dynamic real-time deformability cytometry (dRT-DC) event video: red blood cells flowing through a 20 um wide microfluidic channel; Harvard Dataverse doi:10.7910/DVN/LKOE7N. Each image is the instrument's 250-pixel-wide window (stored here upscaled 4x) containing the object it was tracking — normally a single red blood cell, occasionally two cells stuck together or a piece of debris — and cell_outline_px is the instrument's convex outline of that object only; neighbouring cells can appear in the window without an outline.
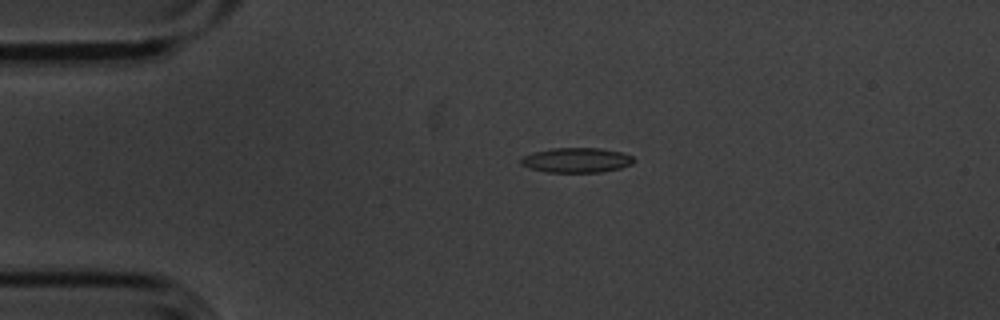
{"species": "common noctule bat (a hibernating species)", "species_latin": "Nyctalus noctula", "temperature_condition": "cold", "stored_images_in_passage": 5, "camera_frame_rate_fps": 3000, "um_per_image_px": 0.085, "animal": {"sex": "male", "body_mass_g": 20.1, "forearm_length_mm": 53.5}, "frame": {"image": 1, "passage_image": 4, "time_ms": 1.0, "image_size_px": [1000, 320], "cell_outline_px": [[636, 160], [632, 164], [620, 168], [600, 172], [548, 172], [528, 168], [520, 164], [520, 160], [524, 156], [532, 152], [552, 148], [600, 148], [624, 152], [632, 156]], "centroid_in_image_um": [49.02, 13.61], "position_along_channel_um": 36.0, "area_um2": 16.47}}
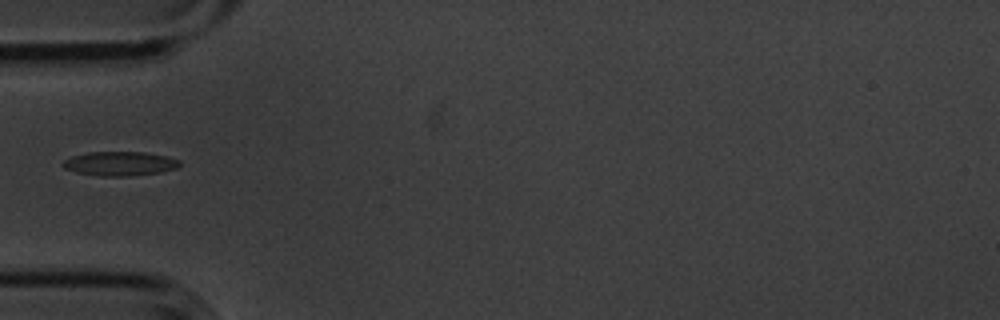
{"frame": {"image": 2, "passage_image": 5, "time_ms": 1.333, "image_size_px": [1000, 320], "cell_outline_px": [[180, 164], [176, 168], [160, 172], [128, 176], [100, 176], [76, 172], [64, 168], [64, 160], [72, 156], [88, 152], [144, 152], [164, 156], [180, 160]], "centroid_in_image_um": [10.18, 13.91], "position_along_channel_um": 74.8, "area_um2": 16.24}}